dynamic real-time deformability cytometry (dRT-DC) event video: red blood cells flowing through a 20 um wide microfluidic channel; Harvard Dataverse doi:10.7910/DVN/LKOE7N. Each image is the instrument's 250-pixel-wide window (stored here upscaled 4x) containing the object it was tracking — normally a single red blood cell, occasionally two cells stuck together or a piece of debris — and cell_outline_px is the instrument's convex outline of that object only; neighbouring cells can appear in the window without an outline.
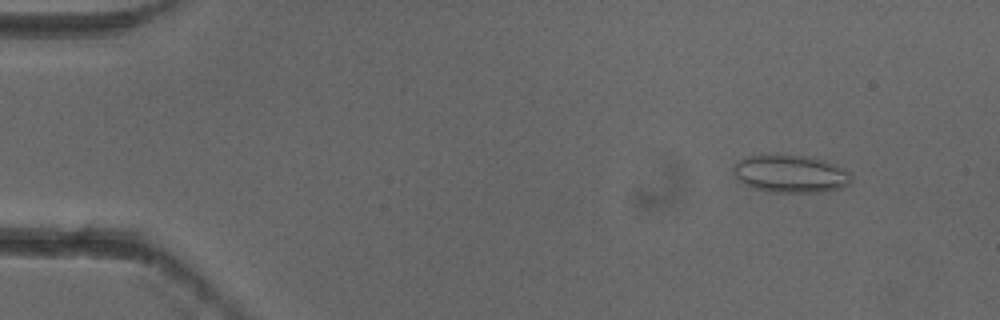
{"species": "common noctule bat (a hibernating species)", "species_latin": "Nyctalus noctula", "temperature_condition": "cold", "stored_images_in_passage": 5, "camera_frame_rate_fps": 3000, "um_per_image_px": 0.085, "animal": {"sex": "female"}, "frame": {"image": 1, "passage_image": 2, "time_ms": 0.333, "image_size_px": [1000, 320], "cell_outline_px": [[852, 180], [848, 184], [840, 188], [824, 192], [772, 192], [752, 188], [744, 184], [736, 176], [732, 168], [740, 160], [748, 156], [808, 156], [824, 160], [836, 164], [852, 172]], "centroid_in_image_um": [67.26, 14.79], "position_along_channel_um": 17.7, "area_um2": 25.72}}